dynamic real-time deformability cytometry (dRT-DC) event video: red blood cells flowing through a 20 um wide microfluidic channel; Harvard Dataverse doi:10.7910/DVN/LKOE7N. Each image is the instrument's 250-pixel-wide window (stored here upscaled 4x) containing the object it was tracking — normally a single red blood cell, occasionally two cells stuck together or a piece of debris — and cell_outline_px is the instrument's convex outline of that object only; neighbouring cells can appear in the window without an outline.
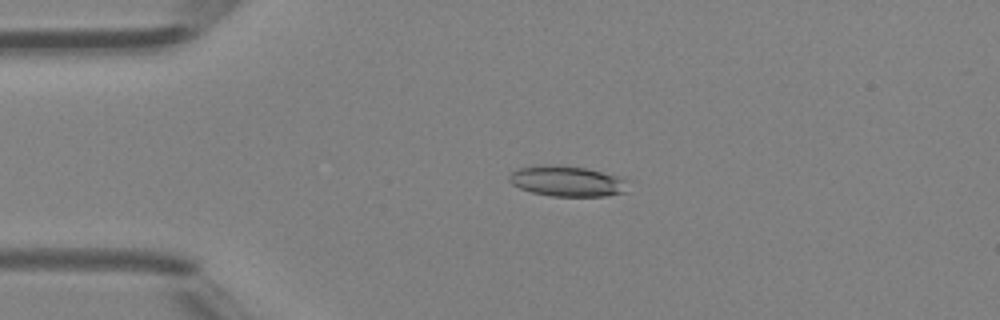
{"species": "Egyptian fruit bat (a non-hibernating species)", "species_latin": "Rousettus aegyptiacus", "temperature_condition": "room temperature", "stored_images_in_passage": 47, "camera_frame_rate_fps": 3000, "um_per_image_px": 0.085, "animal": {"sex": "female"}, "frame": {"image": 1, "passage_image": 11, "time_ms": 3.333, "image_size_px": [1000, 320], "cell_outline_px": [[624, 192], [604, 196], [552, 196], [532, 192], [520, 188], [512, 184], [508, 180], [508, 176], [516, 168], [552, 164], [584, 168], [620, 176], [624, 180]], "centroid_in_image_um": [48.13, 15.39], "position_along_channel_um": 36.9, "area_um2": 20.81}}
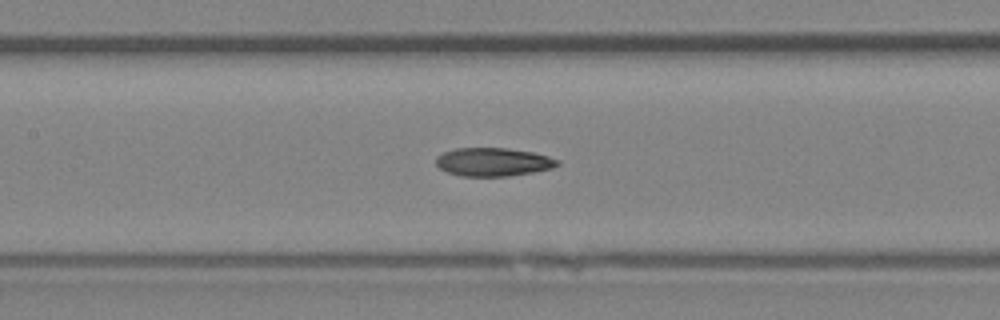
{"frame": {"image": 2, "passage_image": 22, "time_ms": 7.0, "image_size_px": [1000, 320], "cell_outline_px": [[560, 164], [552, 168], [532, 172], [508, 176], [460, 176], [448, 172], [440, 168], [436, 164], [436, 156], [444, 152], [456, 148], [504, 148], [532, 152], [548, 156], [560, 160]], "centroid_in_image_um": [41.92, 13.77], "position_along_channel_um": 165.5, "area_um2": 20.0}}
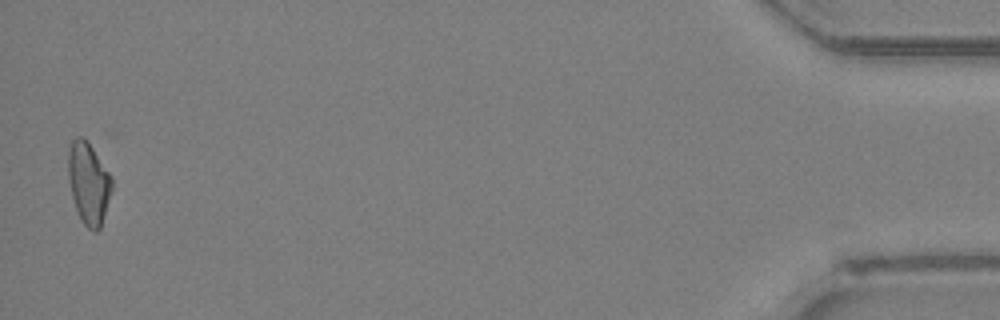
{"frame": {"image": 3, "passage_image": 46, "time_ms": 15.0, "image_size_px": [1000, 320], "cell_outline_px": [[112, 188], [100, 228], [96, 232], [92, 232], [80, 220], [72, 196], [68, 180], [68, 152], [72, 140], [76, 136], [84, 136], [88, 140], [112, 176]], "centroid_in_image_um": [7.52, 15.53], "position_along_channel_um": 427.7, "area_um2": 20.98}, "authors_computed_cell_mechanics": {"area_um2": 20.6346, "velocity_mm_per_s": 4.4742, "shape_relaxation_time_tau1_ms": 4.8622, "shape_relaxation_time_tau2_ms": 3.3825, "deformation_change_tau1": 0.1735, "deformation_change_tau2": 0.1138}}